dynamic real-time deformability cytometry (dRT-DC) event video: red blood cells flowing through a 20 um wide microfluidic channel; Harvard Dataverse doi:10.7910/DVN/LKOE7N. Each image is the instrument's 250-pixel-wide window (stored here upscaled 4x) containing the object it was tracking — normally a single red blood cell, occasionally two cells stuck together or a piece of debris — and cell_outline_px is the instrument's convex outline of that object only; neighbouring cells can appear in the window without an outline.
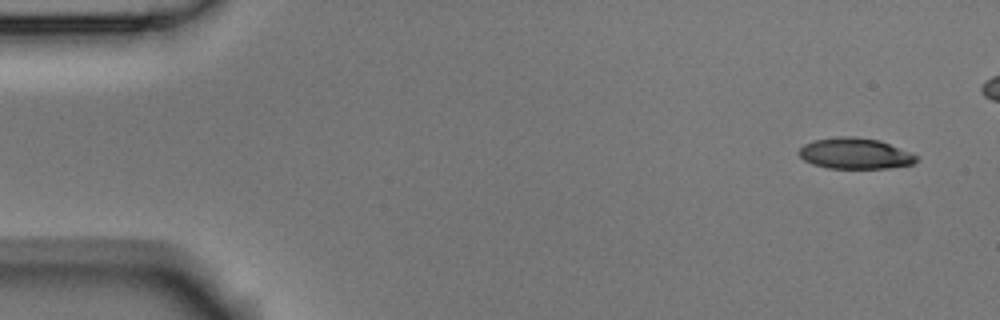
{"species": "Egyptian fruit bat (a non-hibernating species)", "species_latin": "Rousettus aegyptiacus", "temperature_condition": "room temperature", "stored_images_in_passage": 5, "camera_frame_rate_fps": 3000, "um_per_image_px": 0.085, "animal": {"sex": "male"}, "frame": {"image": 1, "passage_image": 1, "time_ms": 0.0, "image_size_px": [1000, 320], "cell_outline_px": [[920, 160], [912, 164], [888, 168], [828, 168], [812, 164], [804, 160], [800, 156], [800, 148], [804, 144], [812, 140], [840, 136], [856, 136], [880, 140], [920, 156]], "centroid_in_image_um": [72.71, 13.04], "position_along_channel_um": 12.3, "area_um2": 21.33}}